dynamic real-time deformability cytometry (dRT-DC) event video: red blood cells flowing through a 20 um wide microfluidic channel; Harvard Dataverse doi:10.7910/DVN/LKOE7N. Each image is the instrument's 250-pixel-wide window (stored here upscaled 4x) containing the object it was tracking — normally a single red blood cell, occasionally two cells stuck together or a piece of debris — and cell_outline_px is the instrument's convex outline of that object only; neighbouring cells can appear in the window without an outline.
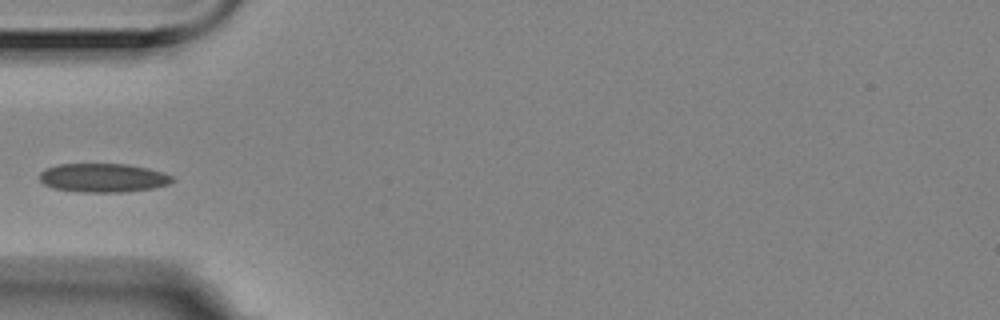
{"species": "Egyptian fruit bat (a non-hibernating species)", "species_latin": "Rousettus aegyptiacus", "temperature_condition": "room temperature", "stored_images_in_passage": 7, "camera_frame_rate_fps": 3000, "um_per_image_px": 0.085, "animal": {"sex": "female"}, "frame": {"image": 1, "passage_image": 4, "time_ms": 1.0, "image_size_px": [1000, 320], "cell_outline_px": [[176, 180], [168, 184], [152, 188], [124, 192], [80, 192], [52, 188], [44, 184], [40, 180], [40, 172], [44, 168], [56, 164], [128, 164], [148, 168], [164, 172], [172, 176]], "centroid_in_image_um": [8.76, 15.11], "position_along_channel_um": 76.2, "area_um2": 22.48}}
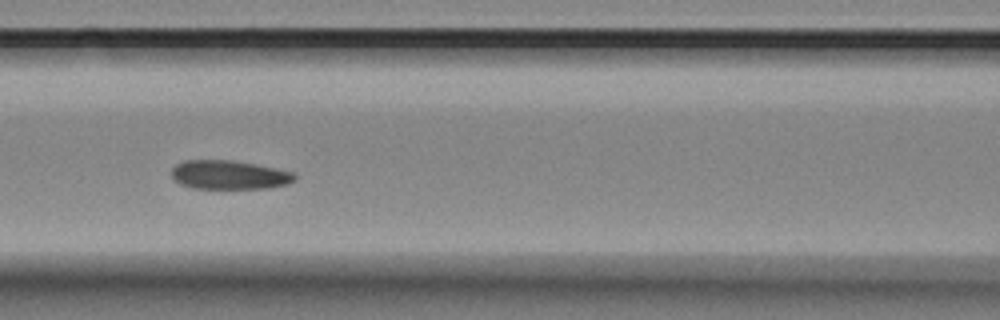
{"frame": {"image": 2, "passage_image": 6, "time_ms": 1.667, "image_size_px": [1000, 320], "cell_outline_px": [[296, 180], [288, 184], [268, 188], [192, 188], [180, 184], [172, 176], [172, 168], [176, 164], [184, 160], [232, 160], [256, 164], [296, 172]], "centroid_in_image_um": [19.52, 14.86], "position_along_channel_um": 147.1, "area_um2": 20.87}}
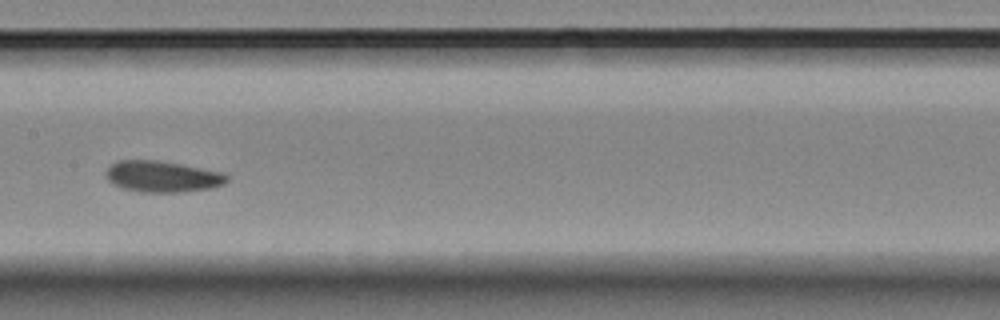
{"frame": {"image": 3, "passage_image": 7, "time_ms": 2.0, "image_size_px": [1000, 320], "cell_outline_px": [[228, 180], [224, 184], [212, 188], [180, 192], [140, 192], [120, 188], [112, 184], [108, 180], [108, 168], [112, 164], [120, 160], [156, 160], [180, 164], [224, 172], [228, 176]], "centroid_in_image_um": [13.83, 15.01], "position_along_channel_um": 193.6, "area_um2": 21.96}}